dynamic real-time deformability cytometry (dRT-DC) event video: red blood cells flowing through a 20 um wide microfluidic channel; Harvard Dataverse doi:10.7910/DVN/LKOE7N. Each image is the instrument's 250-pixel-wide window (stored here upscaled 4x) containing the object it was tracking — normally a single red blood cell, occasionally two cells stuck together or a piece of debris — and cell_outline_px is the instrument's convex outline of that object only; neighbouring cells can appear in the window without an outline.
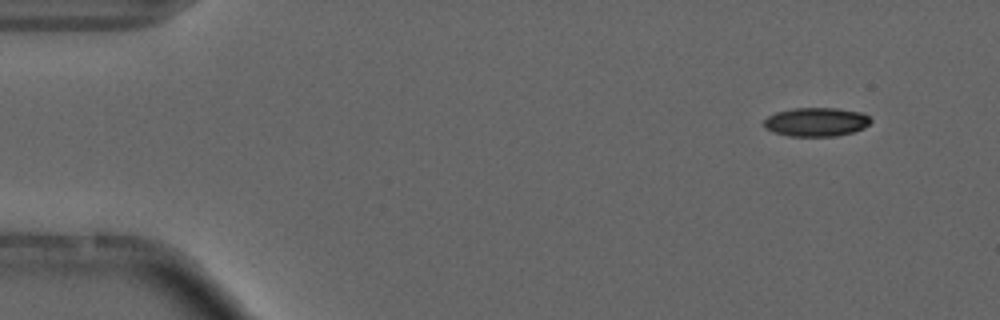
{"species": "common noctule bat (a hibernating species)", "species_latin": "Nyctalus noctula", "temperature_condition": "cold", "stored_images_in_passage": 4, "camera_frame_rate_fps": 3000, "um_per_image_px": 0.085, "animal": {"sex": "male", "forearm_length_mm": 52.5}, "frame": {"image": 1, "passage_image": 1, "time_ms": 0.0, "image_size_px": [1000, 320], "cell_outline_px": [[872, 120], [864, 128], [852, 132], [836, 136], [788, 136], [764, 128], [760, 124], [768, 116], [776, 112], [792, 108], [836, 108], [860, 112], [868, 116]], "centroid_in_image_um": [69.34, 10.36], "position_along_channel_um": 15.7, "area_um2": 17.98}}
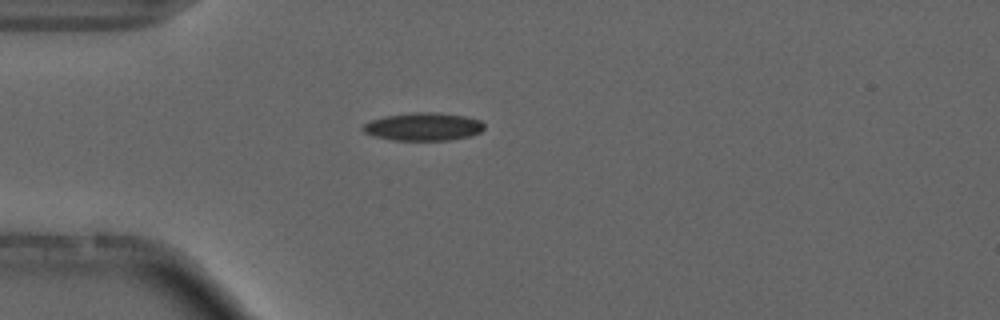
{"frame": {"image": 2, "passage_image": 4, "time_ms": 3.333, "image_size_px": [1000, 320], "cell_outline_px": [[484, 128], [480, 132], [468, 136], [448, 140], [392, 140], [372, 136], [364, 132], [360, 128], [364, 124], [372, 120], [384, 116], [416, 112], [432, 112], [468, 116], [480, 120], [484, 124]], "centroid_in_image_um": [35.96, 10.76], "position_along_channel_um": 49.0, "area_um2": 19.77}}